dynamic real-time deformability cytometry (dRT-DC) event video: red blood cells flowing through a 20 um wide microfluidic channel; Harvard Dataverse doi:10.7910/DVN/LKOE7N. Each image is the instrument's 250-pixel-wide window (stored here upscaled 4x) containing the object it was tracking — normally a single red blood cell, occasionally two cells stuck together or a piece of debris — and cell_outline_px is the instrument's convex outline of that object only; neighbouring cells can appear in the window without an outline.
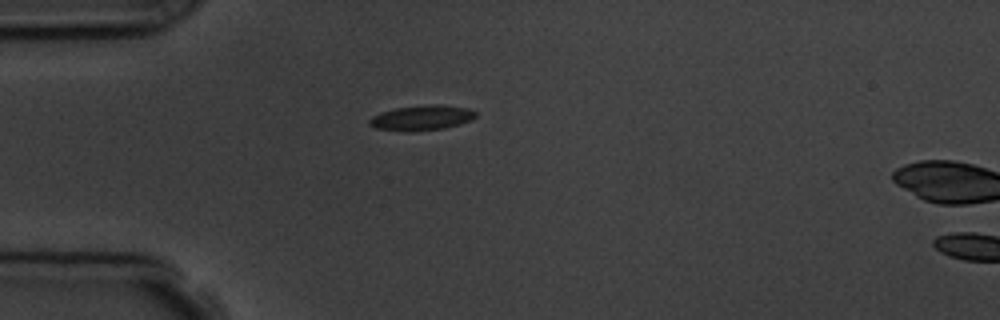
{"species": "common noctule bat (a hibernating species)", "species_latin": "Nyctalus noctula", "temperature_condition": "room temperature", "stored_images_in_passage": 2, "camera_frame_rate_fps": 3000, "um_per_image_px": 0.085, "animal": {"sex": "male", "body_mass_g": 19.5, "forearm_length_mm": 54.6}, "frame": {"image": 1, "passage_image": 1, "time_ms": 0.0, "image_size_px": [1000, 320], "cell_outline_px": [[476, 116], [472, 120], [460, 124], [444, 128], [408, 132], [376, 128], [368, 124], [368, 120], [372, 116], [380, 112], [396, 108], [432, 104], [436, 104], [468, 108], [476, 112]], "centroid_in_image_um": [35.83, 10.02], "position_along_channel_um": 49.2, "area_um2": 15.55}}